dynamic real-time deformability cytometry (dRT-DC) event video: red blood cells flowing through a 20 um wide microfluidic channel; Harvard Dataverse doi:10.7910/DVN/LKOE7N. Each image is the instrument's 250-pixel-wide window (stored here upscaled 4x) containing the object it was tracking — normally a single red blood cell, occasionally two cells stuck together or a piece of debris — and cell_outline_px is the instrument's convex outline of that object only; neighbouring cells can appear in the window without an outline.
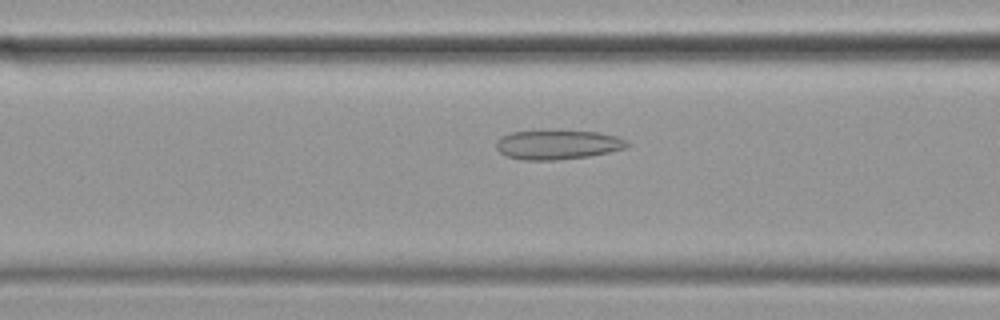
{"species": "common noctule bat (a hibernating species)", "species_latin": "Nyctalus noctula", "temperature_condition": "cold", "stored_images_in_passage": 42, "camera_frame_rate_fps": 3000, "um_per_image_px": 0.085, "animal": {"sex": "female", "body_mass_g": 19.9}, "frame": {"image": 1, "passage_image": 7, "time_ms": 2.0, "image_size_px": [1000, 320], "cell_outline_px": [[632, 144], [628, 148], [588, 156], [556, 160], [524, 160], [508, 156], [500, 152], [496, 148], [496, 140], [500, 136], [512, 132], [600, 132], [616, 136], [628, 140]], "centroid_in_image_um": [47.44, 12.31], "position_along_channel_um": 119.2, "area_um2": 22.08}}
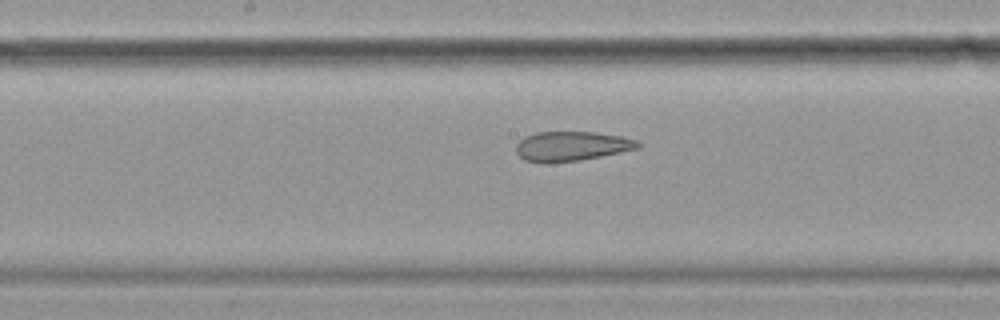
{"frame": {"image": 2, "passage_image": 14, "time_ms": 4.333, "image_size_px": [1000, 320], "cell_outline_px": [[640, 148], [580, 160], [524, 160], [516, 152], [516, 144], [524, 136], [536, 132], [596, 132], [620, 136], [636, 140], [640, 144]], "centroid_in_image_um": [48.61, 12.38], "position_along_channel_um": 199.6, "area_um2": 20.29}}
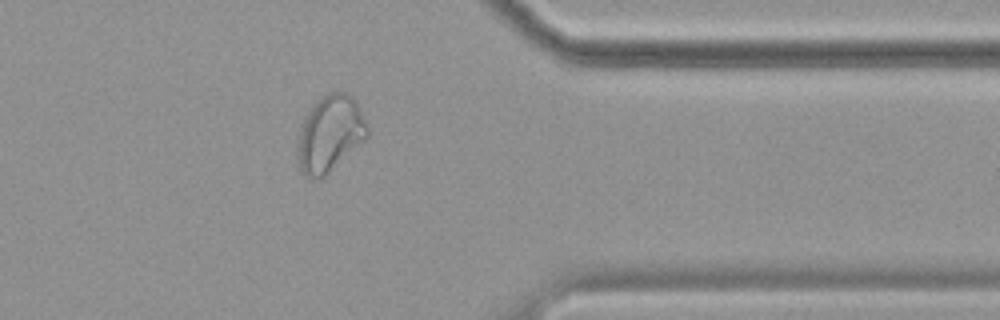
{"frame": {"image": 3, "passage_image": 31, "time_ms": 10.0, "image_size_px": [1000, 320], "cell_outline_px": [[368, 136], [364, 140], [320, 180], [316, 180], [304, 176], [296, 160], [296, 140], [304, 120], [308, 112], [316, 100], [328, 92], [348, 92], [356, 100], [360, 108], [368, 128]], "centroid_in_image_um": [28.01, 11.38], "position_along_channel_um": 383.4, "area_um2": 31.21}, "authors_computed_cell_mechanics": {"area_um2": 24.2182, "velocity_mm_per_s": 3.4555, "shape_relaxation_time_tau1_ms": null, "shape_relaxation_time_tau2_ms": 1.6354, "deformation_change_tau1": null, "deformation_change_tau2": 0.0913}}